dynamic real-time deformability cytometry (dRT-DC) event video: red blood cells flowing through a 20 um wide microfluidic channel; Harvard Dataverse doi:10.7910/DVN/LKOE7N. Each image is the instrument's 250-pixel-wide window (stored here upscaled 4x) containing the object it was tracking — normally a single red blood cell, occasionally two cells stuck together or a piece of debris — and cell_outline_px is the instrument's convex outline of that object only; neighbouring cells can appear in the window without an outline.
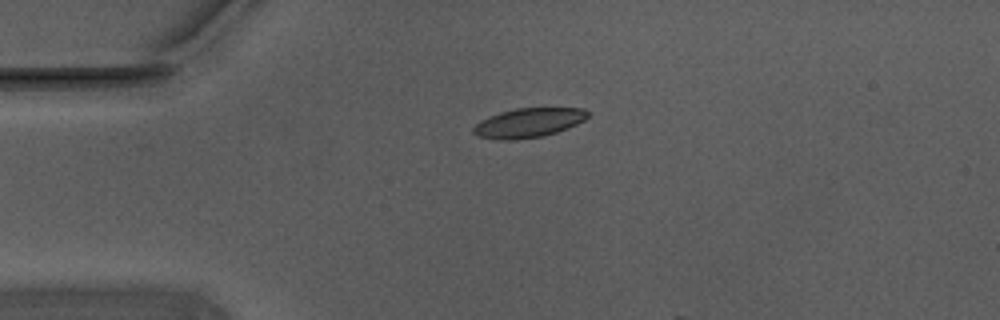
{"species": "Egyptian fruit bat (a non-hibernating species)", "species_latin": "Rousettus aegyptiacus", "temperature_condition": "warm", "stored_images_in_passage": 3, "camera_frame_rate_fps": 3000, "um_per_image_px": 0.085, "animal": {"sex": "male"}, "frame": {"image": 1, "passage_image": 1, "time_ms": 0.0, "image_size_px": [1000, 320], "cell_outline_px": [[588, 116], [584, 120], [568, 128], [544, 136], [516, 140], [500, 140], [480, 136], [472, 132], [472, 128], [480, 120], [500, 112], [516, 108], [584, 108], [588, 112]], "centroid_in_image_um": [44.92, 10.44], "position_along_channel_um": 40.1, "area_um2": 19.54}}